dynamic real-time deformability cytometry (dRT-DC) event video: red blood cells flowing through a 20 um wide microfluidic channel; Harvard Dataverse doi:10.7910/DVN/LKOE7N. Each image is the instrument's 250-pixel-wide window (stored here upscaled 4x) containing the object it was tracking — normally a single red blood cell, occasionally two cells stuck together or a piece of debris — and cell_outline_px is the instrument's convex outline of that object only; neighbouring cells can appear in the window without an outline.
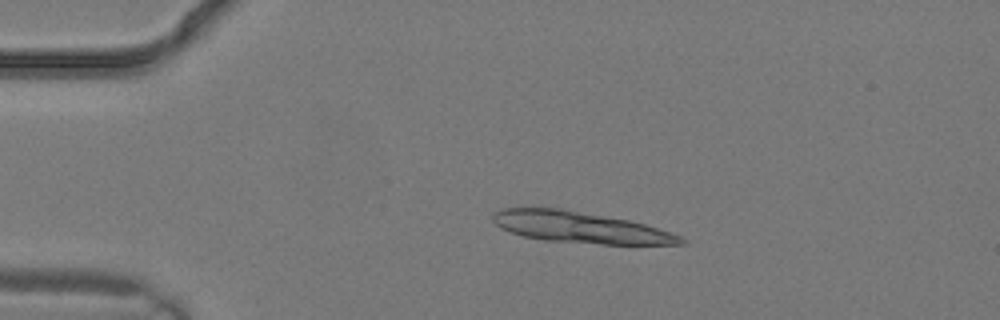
{"species": "common noctule bat (a hibernating species)", "species_latin": "Nyctalus noctula", "temperature_condition": "warm", "stored_images_in_passage": 2, "camera_frame_rate_fps": 3000, "um_per_image_px": 0.085, "animal": {"sex": "male", "body_mass_g": 19.2, "forearm_length_mm": 51.8}, "frame": {"image": 1, "passage_image": 2, "time_ms": 0.333, "image_size_px": [1000, 320], "cell_outline_px": [[688, 244], [604, 244], [544, 240], [524, 236], [500, 228], [492, 220], [492, 212], [504, 208], [560, 208], [628, 220], [644, 224], [672, 232], [688, 240]], "centroid_in_image_um": [49.33, 19.32], "position_along_channel_um": 35.7, "area_um2": 33.99}}